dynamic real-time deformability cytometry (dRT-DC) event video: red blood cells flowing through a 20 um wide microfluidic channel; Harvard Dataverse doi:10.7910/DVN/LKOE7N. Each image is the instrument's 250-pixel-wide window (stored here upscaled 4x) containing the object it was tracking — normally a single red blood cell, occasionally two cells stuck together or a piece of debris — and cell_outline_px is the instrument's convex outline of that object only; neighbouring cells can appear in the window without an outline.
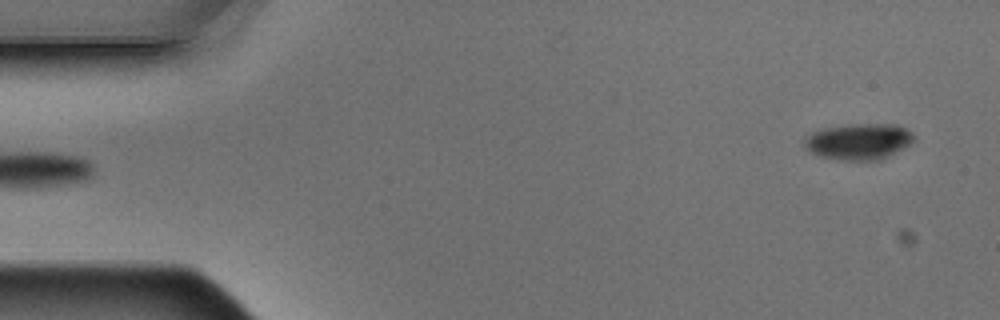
{"species": "Egyptian fruit bat (a non-hibernating species)", "species_latin": "Rousettus aegyptiacus", "temperature_condition": "warm", "stored_images_in_passage": 5, "camera_frame_rate_fps": 3000, "um_per_image_px": 0.085, "animal": {"sex": "male"}, "frame": {"image": 1, "passage_image": 5, "time_ms": 1.333, "image_size_px": [1000, 320], "cell_outline_px": [[916, 140], [880, 160], [844, 160], [820, 156], [804, 148], [804, 136], [812, 132], [824, 128], [848, 124], [896, 124], [912, 132], [916, 136]], "centroid_in_image_um": [72.98, 12.01], "position_along_channel_um": 12.0, "area_um2": 23.06}}